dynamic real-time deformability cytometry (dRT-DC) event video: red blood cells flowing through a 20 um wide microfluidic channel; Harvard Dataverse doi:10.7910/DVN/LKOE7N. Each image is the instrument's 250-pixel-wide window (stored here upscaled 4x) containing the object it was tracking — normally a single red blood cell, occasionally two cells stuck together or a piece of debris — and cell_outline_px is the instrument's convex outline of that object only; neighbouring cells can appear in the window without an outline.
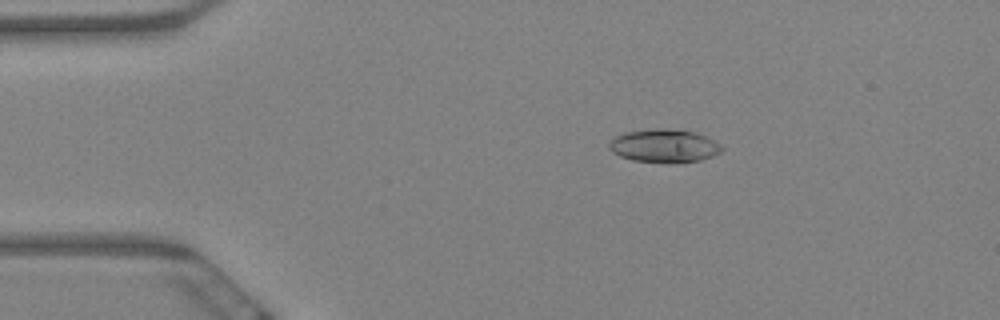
{"species": "Egyptian fruit bat (a non-hibernating species)", "species_latin": "Rousettus aegyptiacus", "temperature_condition": "warm", "stored_images_in_passage": 11, "camera_frame_rate_fps": 3000, "um_per_image_px": 0.085, "animal": {"sex": "female"}, "frame": {"image": 1, "passage_image": 4, "time_ms": 1.0, "image_size_px": [1000, 320], "cell_outline_px": [[724, 148], [720, 152], [712, 156], [700, 160], [680, 164], [632, 160], [620, 156], [612, 152], [608, 148], [608, 144], [616, 136], [624, 132], [656, 128], [668, 128], [692, 132], [704, 136], [720, 144]], "centroid_in_image_um": [56.44, 12.41], "position_along_channel_um": 28.6, "area_um2": 21.91}}
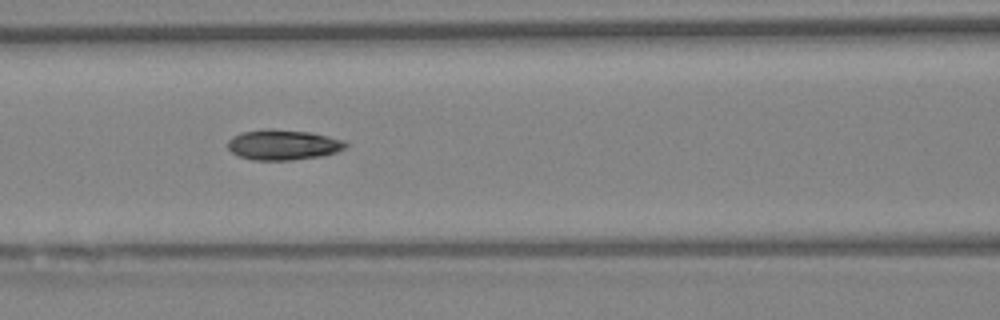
{"frame": {"image": 2, "passage_image": 8, "time_ms": 2.333, "image_size_px": [1000, 320], "cell_outline_px": [[348, 144], [344, 148], [336, 152], [324, 156], [292, 160], [252, 160], [236, 156], [228, 148], [228, 140], [232, 136], [240, 132], [264, 128], [272, 128], [312, 132], [344, 140]], "centroid_in_image_um": [24.04, 12.3], "position_along_channel_um": 142.6, "area_um2": 21.27}}
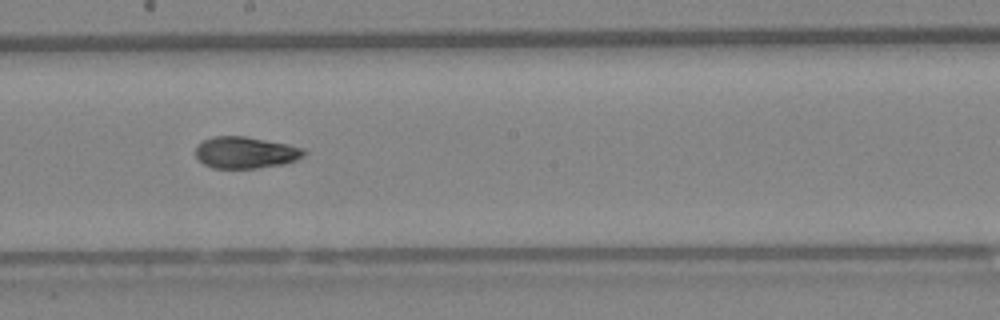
{"frame": {"image": 3, "passage_image": 10, "time_ms": 3.0, "image_size_px": [1000, 320], "cell_outline_px": [[308, 152], [304, 156], [296, 160], [284, 164], [256, 168], [212, 168], [204, 164], [196, 156], [196, 148], [204, 140], [212, 136], [244, 136], [288, 144], [304, 148]], "centroid_in_image_um": [20.91, 12.97], "position_along_channel_um": 227.3, "area_um2": 20.0}}